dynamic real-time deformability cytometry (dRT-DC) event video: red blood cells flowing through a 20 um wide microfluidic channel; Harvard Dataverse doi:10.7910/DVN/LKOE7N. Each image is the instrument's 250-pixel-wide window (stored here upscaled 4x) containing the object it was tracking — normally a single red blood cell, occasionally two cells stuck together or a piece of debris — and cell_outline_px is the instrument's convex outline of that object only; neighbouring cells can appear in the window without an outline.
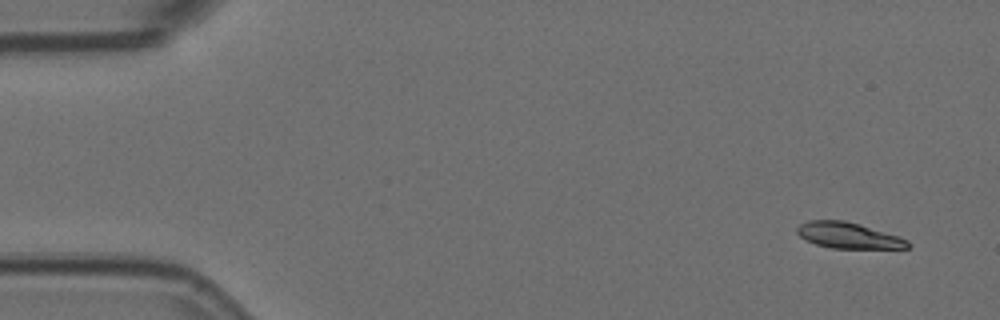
{"species": "Egyptian fruit bat (a non-hibernating species)", "species_latin": "Rousettus aegyptiacus", "temperature_condition": "room temperature", "stored_images_in_passage": 5, "segment_of_instrument_passage": [2, 2], "camera_frame_rate_fps": 3000, "um_per_image_px": 0.085, "animal": {"sex": "female"}, "frame": {"image": 1, "passage_image": 5, "time_ms": 1.333, "image_size_px": [1000, 320], "cell_outline_px": [[912, 244], [908, 248], [832, 248], [816, 244], [804, 240], [796, 232], [796, 228], [800, 224], [808, 220], [844, 220], [860, 224], [900, 236], [908, 240]], "centroid_in_image_um": [72.12, 20.01], "position_along_channel_um": 12.9, "area_um2": 16.88}}